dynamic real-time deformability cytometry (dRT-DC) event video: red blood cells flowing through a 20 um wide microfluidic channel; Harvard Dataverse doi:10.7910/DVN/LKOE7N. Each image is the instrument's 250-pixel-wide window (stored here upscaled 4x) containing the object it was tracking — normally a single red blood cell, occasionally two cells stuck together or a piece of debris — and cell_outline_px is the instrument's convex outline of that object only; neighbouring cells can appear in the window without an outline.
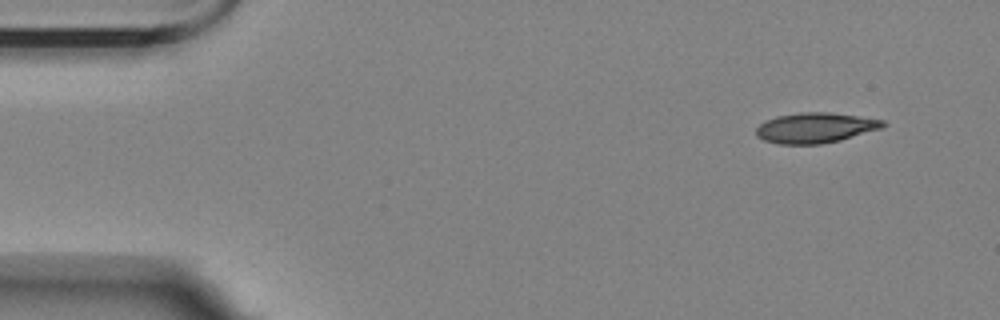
{"species": "Egyptian fruit bat (a non-hibernating species)", "species_latin": "Rousettus aegyptiacus", "temperature_condition": "room temperature", "stored_images_in_passage": 14, "camera_frame_rate_fps": 3000, "um_per_image_px": 0.085, "animal": {"sex": "female"}, "frame": {"image": 1, "passage_image": 1, "time_ms": 0.0, "image_size_px": [1000, 320], "cell_outline_px": [[888, 124], [880, 128], [840, 140], [820, 144], [776, 144], [764, 140], [756, 136], [756, 128], [760, 124], [776, 116], [800, 112], [828, 112], [884, 120]], "centroid_in_image_um": [69.27, 10.86], "position_along_channel_um": 15.7, "area_um2": 22.2}}
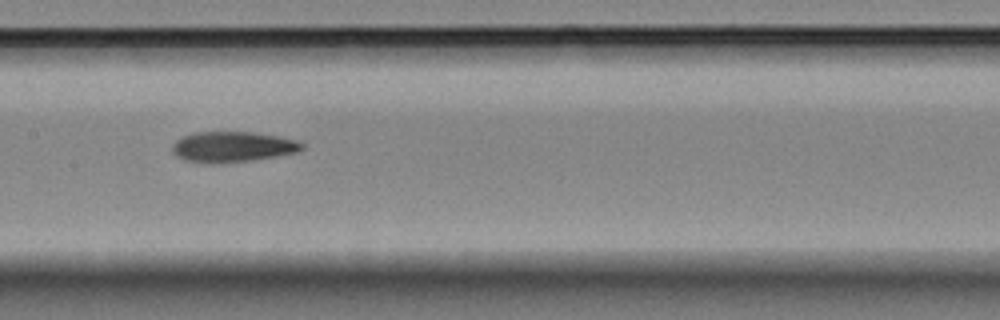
{"frame": {"image": 2, "passage_image": 7, "time_ms": 7.667, "image_size_px": [1000, 320], "cell_outline_px": [[304, 148], [300, 152], [252, 160], [220, 164], [208, 164], [184, 160], [176, 156], [172, 152], [172, 144], [176, 140], [184, 136], [196, 132], [248, 132], [276, 136], [296, 140], [304, 144]], "centroid_in_image_um": [19.75, 12.5], "position_along_channel_um": 187.7, "area_um2": 23.24}}
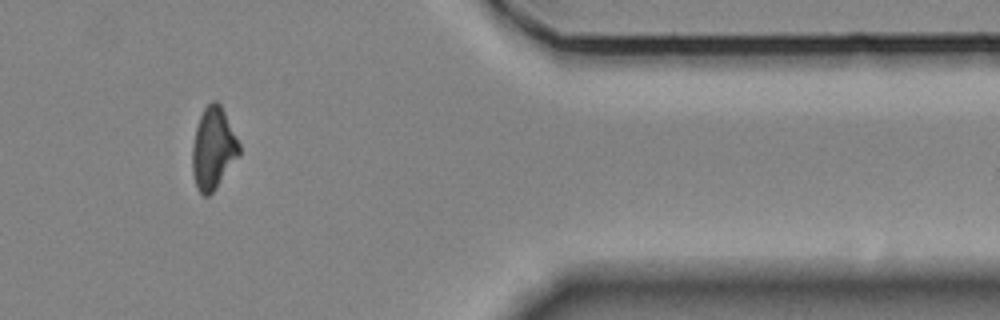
{"frame": {"image": 3, "passage_image": 12, "time_ms": 14.333, "image_size_px": [1000, 320], "cell_outline_px": [[240, 156], [216, 188], [208, 196], [204, 196], [196, 188], [192, 172], [192, 148], [196, 128], [200, 116], [204, 108], [212, 100], [216, 100], [220, 104], [240, 144]], "centroid_in_image_um": [18.13, 12.64], "position_along_channel_um": 393.3, "area_um2": 22.37}, "authors_computed_cell_mechanics": {"area_um2": 22.9177, "velocity_mm_per_s": 3.4786, "shape_relaxation_time_tau1_ms": 7.7726, "shape_relaxation_time_tau2_ms": 4.4442, "deformation_change_tau1": 0.1672, "deformation_change_tau2": 0.111}}